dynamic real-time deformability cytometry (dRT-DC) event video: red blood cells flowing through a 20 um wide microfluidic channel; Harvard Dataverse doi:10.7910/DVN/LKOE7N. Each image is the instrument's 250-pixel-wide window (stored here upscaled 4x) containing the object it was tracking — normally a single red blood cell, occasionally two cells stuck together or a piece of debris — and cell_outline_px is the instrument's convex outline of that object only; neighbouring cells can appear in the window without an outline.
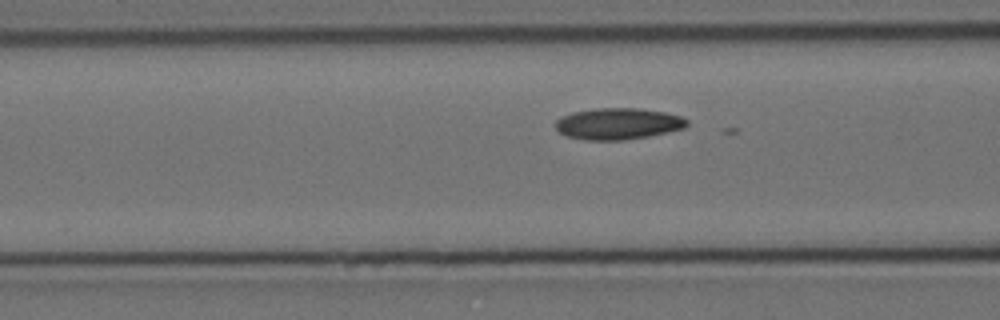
{"species": "Egyptian fruit bat (a non-hibernating species)", "species_latin": "Rousettus aegyptiacus", "temperature_condition": "cold", "stored_images_in_passage": 12, "camera_frame_rate_fps": 3000, "um_per_image_px": 0.085, "animal": {"sex": "female"}, "frame": {"image": 1, "passage_image": 8, "time_ms": 2.333, "image_size_px": [1000, 320], "cell_outline_px": [[688, 124], [684, 128], [648, 136], [624, 140], [584, 140], [564, 136], [556, 128], [556, 120], [572, 112], [596, 108], [640, 108], [664, 112], [680, 116], [688, 120]], "centroid_in_image_um": [52.52, 10.52], "position_along_channel_um": 114.1, "area_um2": 24.04}}